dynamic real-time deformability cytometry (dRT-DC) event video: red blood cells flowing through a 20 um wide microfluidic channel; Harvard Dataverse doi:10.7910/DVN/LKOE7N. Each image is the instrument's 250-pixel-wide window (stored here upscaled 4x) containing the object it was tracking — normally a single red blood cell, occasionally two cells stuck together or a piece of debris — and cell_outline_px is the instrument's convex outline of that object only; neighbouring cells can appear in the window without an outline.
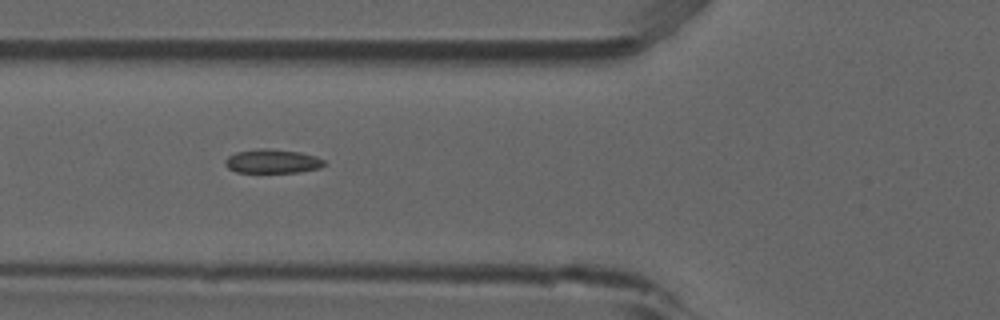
{"species": "common noctule bat (a hibernating species)", "species_latin": "Nyctalus noctula", "temperature_condition": "room temperature", "stored_images_in_passage": 6, "camera_frame_rate_fps": 3000, "um_per_image_px": 0.085, "animal": {"sex": "male", "forearm_length_mm": 52.5}, "frame": {"image": 1, "passage_image": 4, "time_ms": 1.0, "image_size_px": [1000, 320], "cell_outline_px": [[324, 164], [320, 168], [300, 172], [236, 172], [228, 168], [224, 164], [224, 160], [228, 156], [236, 152], [260, 148], [268, 148], [300, 152], [316, 156], [324, 160]], "centroid_in_image_um": [23.13, 13.7], "position_along_channel_um": 102.7, "area_um2": 13.87}}
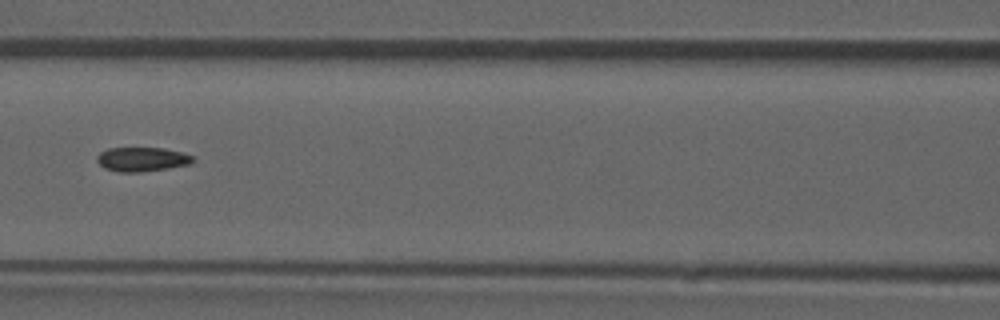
{"frame": {"image": 2, "passage_image": 5, "time_ms": 1.333, "image_size_px": [1000, 320], "cell_outline_px": [[196, 160], [192, 164], [168, 168], [140, 172], [120, 172], [104, 168], [96, 160], [96, 156], [100, 152], [108, 148], [164, 148], [184, 152], [196, 156]], "centroid_in_image_um": [12.14, 13.53], "position_along_channel_um": 154.5, "area_um2": 13.81}}